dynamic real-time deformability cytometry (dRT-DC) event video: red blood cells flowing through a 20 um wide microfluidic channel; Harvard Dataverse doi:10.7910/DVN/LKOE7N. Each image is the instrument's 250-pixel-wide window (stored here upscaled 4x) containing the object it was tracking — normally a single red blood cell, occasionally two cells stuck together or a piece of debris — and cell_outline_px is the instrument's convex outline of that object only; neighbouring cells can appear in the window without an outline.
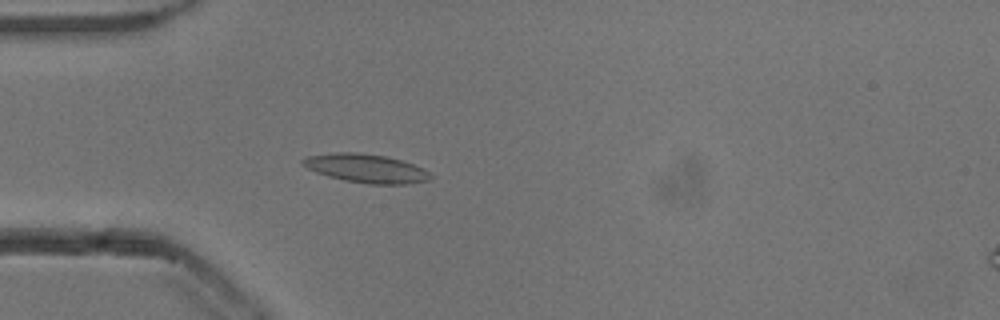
{"species": "common noctule bat (a hibernating species)", "species_latin": "Nyctalus noctula", "temperature_condition": "cold", "stored_images_in_passage": 53, "camera_frame_rate_fps": 3000, "um_per_image_px": 0.085, "animal": {"sex": "male", "body_mass_g": 13.3}, "frame": {"image": 1, "passage_image": 15, "time_ms": 4.667, "image_size_px": [1000, 320], "cell_outline_px": [[432, 180], [408, 184], [368, 184], [344, 180], [328, 176], [316, 172], [300, 164], [300, 160], [308, 156], [332, 152], [360, 152], [384, 156], [400, 160], [424, 168], [432, 176]], "centroid_in_image_um": [31.11, 14.31], "position_along_channel_um": 53.9, "area_um2": 21.44}}
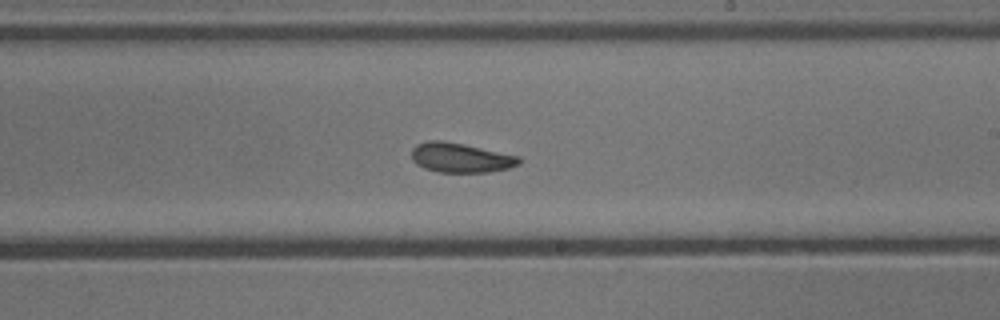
{"frame": {"image": 2, "passage_image": 31, "time_ms": 10.0, "image_size_px": [1000, 320], "cell_outline_px": [[520, 164], [508, 168], [488, 172], [436, 172], [424, 168], [416, 164], [412, 160], [412, 148], [416, 144], [428, 140], [440, 140], [464, 144], [520, 156]], "centroid_in_image_um": [39.13, 13.4], "position_along_channel_um": 249.9, "area_um2": 18.61}}
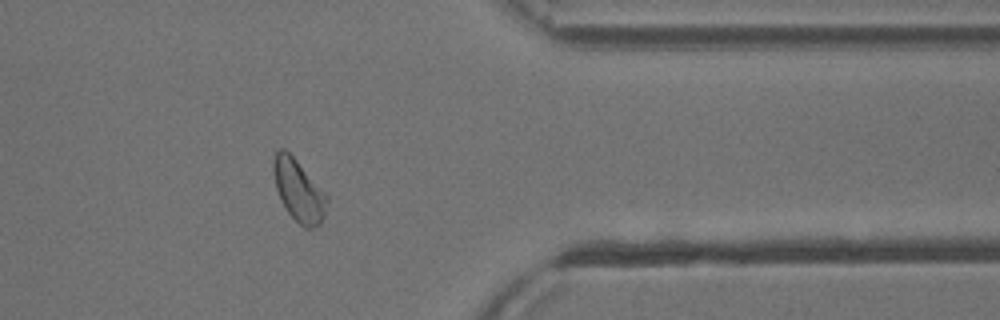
{"frame": {"image": 3, "passage_image": 43, "time_ms": 14.0, "image_size_px": [1000, 320], "cell_outline_px": [[328, 200], [324, 216], [320, 224], [312, 228], [304, 228], [284, 208], [276, 188], [272, 168], [272, 160], [276, 152], [280, 148], [284, 148], [296, 160], [328, 196]], "centroid_in_image_um": [25.37, 16.2], "position_along_channel_um": 386.0, "area_um2": 19.07}, "authors_computed_cell_mechanics": {"area_um2": 19.4208, "velocity_mm_per_s": 3.8029, "shape_relaxation_time_tau1_ms": 2.715, "shape_relaxation_time_tau2_ms": 2.2136, "deformation_change_tau1": 0.1047, "deformation_change_tau2": 0.0805}}